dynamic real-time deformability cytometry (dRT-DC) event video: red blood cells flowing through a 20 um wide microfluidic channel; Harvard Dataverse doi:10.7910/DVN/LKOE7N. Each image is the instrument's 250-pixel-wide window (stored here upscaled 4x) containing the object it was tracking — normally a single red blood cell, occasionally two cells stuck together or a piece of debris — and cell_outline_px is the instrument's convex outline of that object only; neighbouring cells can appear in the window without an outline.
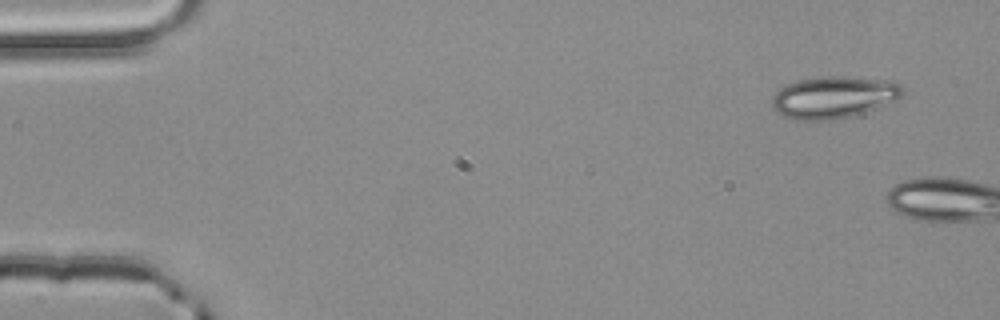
{"species": "common noctule bat (a hibernating species)", "species_latin": "Nyctalus noctula", "temperature_condition": "room temperature", "stored_images_in_passage": 4, "segment_of_instrument_passage": [2, 2], "camera_frame_rate_fps": 3000, "um_per_image_px": 0.085, "animal": {"sex": "male", "body_mass_g": 20.4}, "frame": {"image": 1, "passage_image": 4, "time_ms": 1.0, "image_size_px": [1000, 320], "cell_outline_px": [[904, 96], [876, 108], [852, 116], [832, 120], [792, 120], [776, 112], [772, 108], [772, 96], [780, 88], [788, 84], [800, 80], [824, 76], [848, 76], [892, 80], [900, 84], [904, 88]], "centroid_in_image_um": [70.88, 8.26], "position_along_channel_um": 14.1, "area_um2": 32.25}}